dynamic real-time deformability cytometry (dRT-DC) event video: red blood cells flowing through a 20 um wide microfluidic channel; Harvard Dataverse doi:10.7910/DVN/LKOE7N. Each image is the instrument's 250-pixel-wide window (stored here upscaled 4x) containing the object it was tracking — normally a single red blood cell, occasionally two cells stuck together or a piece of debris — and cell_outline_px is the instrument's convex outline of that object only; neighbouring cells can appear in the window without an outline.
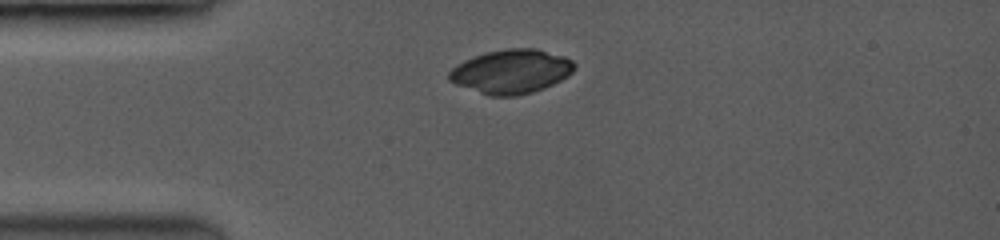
{"species": "common noctule bat (a hibernating species)", "species_latin": "Nyctalus noctula", "temperature_condition": "room temperature", "stored_images_in_passage": 5, "camera_frame_rate_fps": 3500, "um_per_image_px": 0.085, "animal": {"sex": "female", "body_mass_g": 19.0, "forearm_length_mm": 53.3}, "frame": {"image": 1, "passage_image": 1, "time_ms": 0.0, "image_size_px": [1000, 240], "cell_outline_px": [[576, 64], [572, 72], [560, 80], [552, 84], [532, 92], [512, 96], [492, 96], [480, 92], [448, 80], [448, 72], [456, 64], [464, 60], [488, 52], [508, 48], [536, 48], [564, 56], [572, 60]], "centroid_in_image_um": [43.47, 6.06], "position_along_channel_um": 41.5, "area_um2": 31.67}}